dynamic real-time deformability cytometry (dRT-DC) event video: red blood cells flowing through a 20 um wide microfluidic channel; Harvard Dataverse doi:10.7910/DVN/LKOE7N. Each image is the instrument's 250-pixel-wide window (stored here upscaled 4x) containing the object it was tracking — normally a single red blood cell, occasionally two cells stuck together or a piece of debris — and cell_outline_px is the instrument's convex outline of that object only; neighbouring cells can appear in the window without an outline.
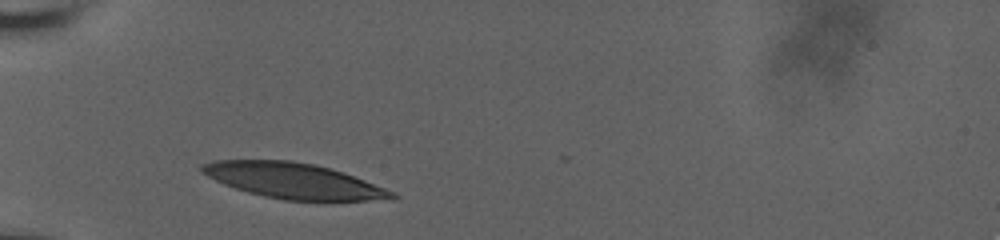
{"species": "human", "species_latin": "Homo sapiens", "temperature_condition": "room temperature", "stored_images_in_passage": 3, "camera_frame_rate_fps": 3000, "um_per_image_px": 0.085, "donor": {"sex": "male"}, "frame": {"image": 1, "passage_image": 1, "time_ms": 0.0, "image_size_px": [1000, 240], "cell_outline_px": [[400, 196], [396, 200], [284, 200], [264, 196], [248, 192], [224, 184], [200, 172], [200, 164], [212, 160], [292, 160], [316, 164], [344, 172], [396, 192]], "centroid_in_image_um": [24.99, 15.36], "position_along_channel_um": 60.0, "area_um2": 39.48}}